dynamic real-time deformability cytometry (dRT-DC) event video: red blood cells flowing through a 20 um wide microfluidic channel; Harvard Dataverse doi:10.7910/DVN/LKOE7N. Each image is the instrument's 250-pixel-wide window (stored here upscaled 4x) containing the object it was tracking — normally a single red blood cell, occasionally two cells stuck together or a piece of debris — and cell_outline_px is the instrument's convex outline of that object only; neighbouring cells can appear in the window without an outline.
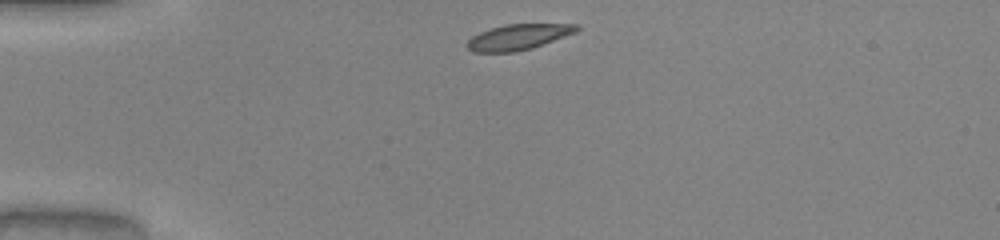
{"species": "common noctule bat (a hibernating species)", "species_latin": "Nyctalus noctula", "temperature_condition": "warm", "stored_images_in_passage": 32, "camera_frame_rate_fps": 3000, "um_per_image_px": 0.085, "animal": {"sex": "male", "body_mass_g": 20.0, "forearm_length_mm": 53.3}, "frame": {"image": 1, "passage_image": 1, "time_ms": 0.0, "image_size_px": [1000, 240], "cell_outline_px": [[580, 28], [576, 32], [532, 48], [512, 52], [472, 52], [468, 48], [468, 40], [472, 36], [480, 32], [504, 24], [580, 24]], "centroid_in_image_um": [44.07, 3.14], "position_along_channel_um": 40.9, "area_um2": 16.18}}
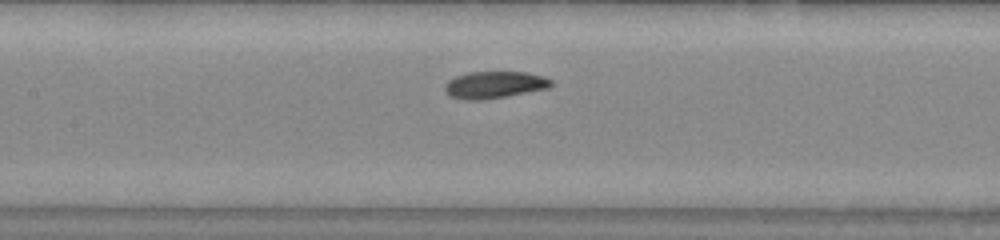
{"frame": {"image": 2, "passage_image": 13, "time_ms": 4.0, "image_size_px": [1000, 240], "cell_outline_px": [[552, 84], [548, 88], [484, 100], [464, 100], [448, 96], [444, 92], [444, 84], [448, 80], [456, 76], [468, 72], [528, 72], [544, 76], [552, 80]], "centroid_in_image_um": [41.98, 7.21], "position_along_channel_um": 165.4, "area_um2": 16.88}}
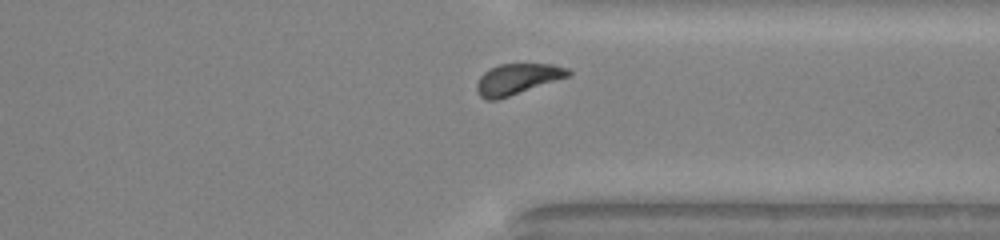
{"frame": {"image": 3, "passage_image": 28, "time_ms": 9.0, "image_size_px": [1000, 240], "cell_outline_px": [[572, 76], [496, 100], [484, 100], [480, 96], [476, 88], [476, 84], [480, 76], [484, 72], [500, 64], [552, 64], [568, 68], [572, 72]], "centroid_in_image_um": [44.01, 6.72], "position_along_channel_um": 367.4, "area_um2": 16.47}, "authors_computed_cell_mechanics": {"area_um2": 16.7331, "velocity_mm_per_s": 4.0337, "shape_relaxation_time_tau1_ms": 2.4809, "shape_relaxation_time_tau2_ms": null, "deformation_change_tau1": 0.1174, "deformation_change_tau2": null}}